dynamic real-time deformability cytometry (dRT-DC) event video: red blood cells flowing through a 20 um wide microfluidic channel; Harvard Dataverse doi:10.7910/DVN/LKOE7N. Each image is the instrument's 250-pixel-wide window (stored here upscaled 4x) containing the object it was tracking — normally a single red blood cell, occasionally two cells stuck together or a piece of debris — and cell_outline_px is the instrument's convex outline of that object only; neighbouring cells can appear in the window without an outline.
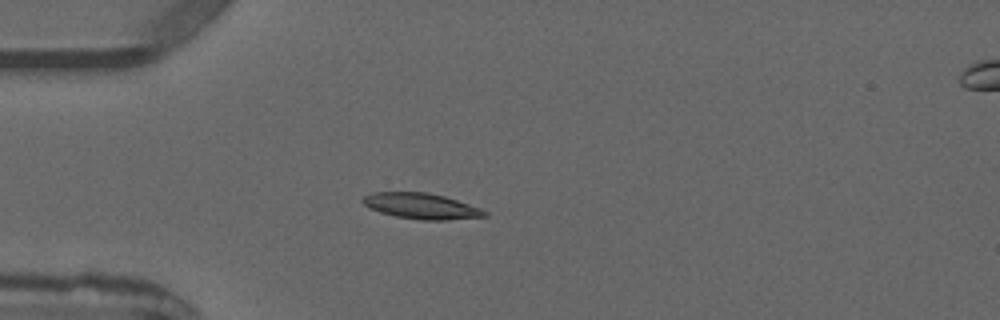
{"species": "common noctule bat (a hibernating species)", "species_latin": "Nyctalus noctula", "temperature_condition": "warm", "stored_images_in_passage": 4, "camera_frame_rate_fps": 3000, "um_per_image_px": 0.085, "animal": {"sex": "male", "forearm_length_mm": 52.5}, "frame": {"image": 1, "passage_image": 3, "time_ms": 2.333, "image_size_px": [1000, 320], "cell_outline_px": [[488, 216], [448, 220], [424, 220], [396, 216], [380, 212], [368, 208], [360, 200], [364, 196], [372, 192], [428, 192], [444, 196], [480, 208], [488, 212]], "centroid_in_image_um": [35.79, 17.51], "position_along_channel_um": 49.2, "area_um2": 18.26}}